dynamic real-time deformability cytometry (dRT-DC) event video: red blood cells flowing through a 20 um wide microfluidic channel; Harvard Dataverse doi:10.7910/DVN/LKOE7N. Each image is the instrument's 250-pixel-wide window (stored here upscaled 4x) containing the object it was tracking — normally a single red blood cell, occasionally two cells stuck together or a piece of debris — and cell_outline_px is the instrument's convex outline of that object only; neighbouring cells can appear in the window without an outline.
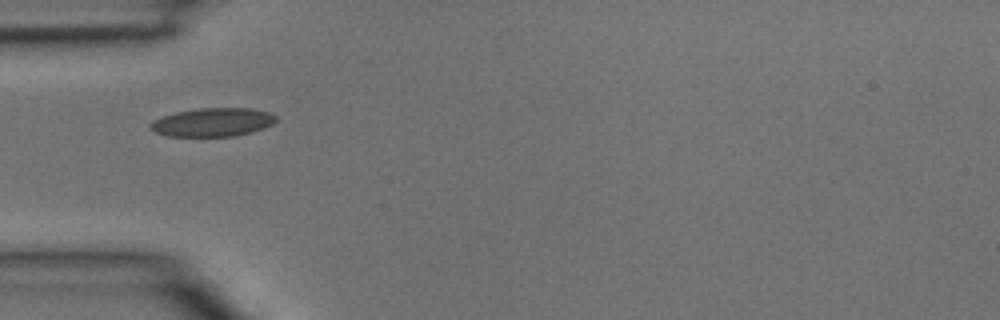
{"species": "common noctule bat (a hibernating species)", "species_latin": "Nyctalus noctula", "temperature_condition": "room temperature", "stored_images_in_passage": 2, "camera_frame_rate_fps": 3000, "um_per_image_px": 0.085, "animal": {"sex": "male", "body_mass_g": 15.6}, "frame": {"image": 1, "passage_image": 1, "time_ms": 0.0, "image_size_px": [1000, 320], "cell_outline_px": [[276, 120], [272, 124], [252, 132], [236, 136], [168, 136], [156, 132], [148, 128], [148, 124], [164, 116], [176, 112], [200, 108], [252, 108], [268, 112], [276, 116]], "centroid_in_image_um": [18.08, 10.39], "position_along_channel_um": 66.9, "area_um2": 20.75}}